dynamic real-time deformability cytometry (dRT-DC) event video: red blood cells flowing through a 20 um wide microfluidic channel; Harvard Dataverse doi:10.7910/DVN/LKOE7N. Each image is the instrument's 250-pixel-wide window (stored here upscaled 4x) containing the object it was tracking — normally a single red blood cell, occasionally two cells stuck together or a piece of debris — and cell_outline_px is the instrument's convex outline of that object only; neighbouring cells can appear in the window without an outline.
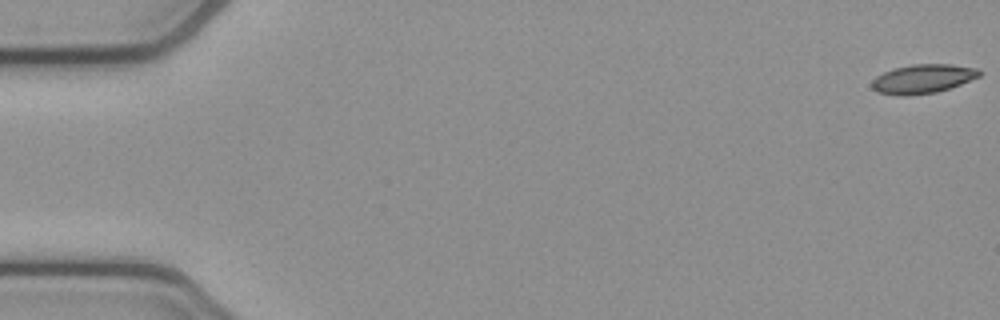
{"species": "common noctule bat (a hibernating species)", "species_latin": "Nyctalus noctula", "temperature_condition": "cold", "stored_images_in_passage": 53, "camera_frame_rate_fps": 3000, "um_per_image_px": 0.085, "animal": {"sex": "female", "body_mass_g": 21.9}, "frame": {"image": 1, "passage_image": 1, "time_ms": 0.0, "image_size_px": [1000, 320], "cell_outline_px": [[980, 76], [960, 84], [936, 92], [904, 96], [900, 96], [876, 92], [872, 88], [872, 80], [876, 76], [892, 68], [912, 64], [952, 64], [980, 68]], "centroid_in_image_um": [78.42, 6.69], "position_along_channel_um": 6.6, "area_um2": 18.26}}
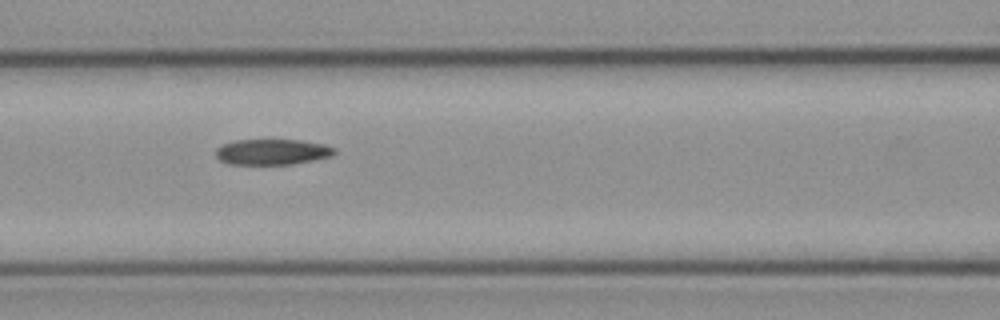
{"frame": {"image": 2, "passage_image": 23, "time_ms": 7.333, "image_size_px": [1000, 320], "cell_outline_px": [[336, 152], [332, 156], [292, 164], [228, 164], [220, 160], [216, 156], [216, 148], [224, 144], [236, 140], [300, 140], [324, 144], [336, 148]], "centroid_in_image_um": [23.15, 12.91], "position_along_channel_um": 143.4, "area_um2": 17.69}}
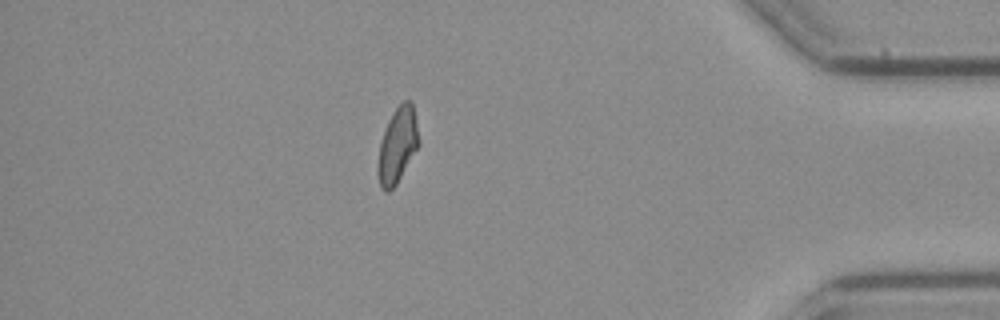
{"frame": {"image": 3, "passage_image": 46, "time_ms": 15.0, "image_size_px": [1000, 320], "cell_outline_px": [[420, 144], [396, 184], [388, 192], [384, 192], [380, 188], [376, 172], [376, 168], [380, 144], [388, 120], [392, 112], [404, 100], [412, 100], [420, 140]], "centroid_in_image_um": [33.78, 12.36], "position_along_channel_um": 401.4, "area_um2": 18.15}, "authors_computed_cell_mechanics": {"area_um2": 18.4382, "velocity_mm_per_s": 3.9231, "shape_relaxation_time_tau1_ms": null, "shape_relaxation_time_tau2_ms": 4.969, "deformation_change_tau1": null, "deformation_change_tau2": 0.1097}}